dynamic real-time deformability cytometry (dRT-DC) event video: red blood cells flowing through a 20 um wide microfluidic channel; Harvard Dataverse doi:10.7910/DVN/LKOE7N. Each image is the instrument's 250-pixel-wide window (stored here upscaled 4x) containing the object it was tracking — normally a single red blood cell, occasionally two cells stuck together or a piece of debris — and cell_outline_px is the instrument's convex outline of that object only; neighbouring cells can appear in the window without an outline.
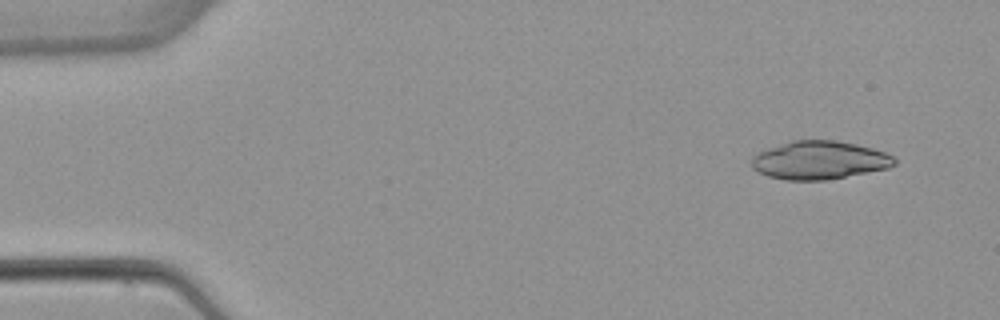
{"species": "common noctule bat (a hibernating species)", "species_latin": "Nyctalus noctula", "temperature_condition": "warm", "stored_images_in_passage": 4, "camera_frame_rate_fps": 3000, "um_per_image_px": 0.085, "animal": {"sex": "female", "body_mass_g": 22.7, "forearm_length_mm": 54.2}, "frame": {"image": 1, "passage_image": 1, "time_ms": 0.0, "image_size_px": [1000, 320], "cell_outline_px": [[896, 164], [888, 168], [828, 180], [784, 180], [768, 176], [752, 168], [752, 156], [760, 152], [792, 140], [836, 140], [856, 144], [872, 148], [884, 152], [892, 156], [896, 160]], "centroid_in_image_um": [69.67, 13.62], "position_along_channel_um": 15.3, "area_um2": 31.67}}